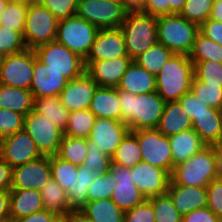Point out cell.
I'll use <instances>...</instances> for the list:
<instances>
[{
    "mask_svg": "<svg viewBox=\"0 0 222 222\" xmlns=\"http://www.w3.org/2000/svg\"><path fill=\"white\" fill-rule=\"evenodd\" d=\"M118 95L121 121L128 126L131 132L157 128L166 103L157 91L134 95L118 89Z\"/></svg>",
    "mask_w": 222,
    "mask_h": 222,
    "instance_id": "1",
    "label": "cell"
},
{
    "mask_svg": "<svg viewBox=\"0 0 222 222\" xmlns=\"http://www.w3.org/2000/svg\"><path fill=\"white\" fill-rule=\"evenodd\" d=\"M194 65L188 55L174 54L156 75V91L165 102L178 101L191 91Z\"/></svg>",
    "mask_w": 222,
    "mask_h": 222,
    "instance_id": "2",
    "label": "cell"
},
{
    "mask_svg": "<svg viewBox=\"0 0 222 222\" xmlns=\"http://www.w3.org/2000/svg\"><path fill=\"white\" fill-rule=\"evenodd\" d=\"M120 29L127 55L134 60L158 42L157 17L139 9H129Z\"/></svg>",
    "mask_w": 222,
    "mask_h": 222,
    "instance_id": "3",
    "label": "cell"
},
{
    "mask_svg": "<svg viewBox=\"0 0 222 222\" xmlns=\"http://www.w3.org/2000/svg\"><path fill=\"white\" fill-rule=\"evenodd\" d=\"M198 33L199 25L188 21L180 14L157 17L158 42L174 54L189 56Z\"/></svg>",
    "mask_w": 222,
    "mask_h": 222,
    "instance_id": "4",
    "label": "cell"
},
{
    "mask_svg": "<svg viewBox=\"0 0 222 222\" xmlns=\"http://www.w3.org/2000/svg\"><path fill=\"white\" fill-rule=\"evenodd\" d=\"M170 178L179 185L207 187L217 178L214 147L206 145L187 161L174 166Z\"/></svg>",
    "mask_w": 222,
    "mask_h": 222,
    "instance_id": "5",
    "label": "cell"
},
{
    "mask_svg": "<svg viewBox=\"0 0 222 222\" xmlns=\"http://www.w3.org/2000/svg\"><path fill=\"white\" fill-rule=\"evenodd\" d=\"M59 20L38 1L30 2L26 15L24 42L27 48L47 44L56 40Z\"/></svg>",
    "mask_w": 222,
    "mask_h": 222,
    "instance_id": "6",
    "label": "cell"
},
{
    "mask_svg": "<svg viewBox=\"0 0 222 222\" xmlns=\"http://www.w3.org/2000/svg\"><path fill=\"white\" fill-rule=\"evenodd\" d=\"M98 31L96 26L74 15L58 22L56 41L85 60Z\"/></svg>",
    "mask_w": 222,
    "mask_h": 222,
    "instance_id": "7",
    "label": "cell"
},
{
    "mask_svg": "<svg viewBox=\"0 0 222 222\" xmlns=\"http://www.w3.org/2000/svg\"><path fill=\"white\" fill-rule=\"evenodd\" d=\"M36 57L49 68L61 73L68 81L85 72V63L78 54L56 40L34 49Z\"/></svg>",
    "mask_w": 222,
    "mask_h": 222,
    "instance_id": "8",
    "label": "cell"
},
{
    "mask_svg": "<svg viewBox=\"0 0 222 222\" xmlns=\"http://www.w3.org/2000/svg\"><path fill=\"white\" fill-rule=\"evenodd\" d=\"M129 9L127 4L108 0H78L75 15L98 29L120 28Z\"/></svg>",
    "mask_w": 222,
    "mask_h": 222,
    "instance_id": "9",
    "label": "cell"
},
{
    "mask_svg": "<svg viewBox=\"0 0 222 222\" xmlns=\"http://www.w3.org/2000/svg\"><path fill=\"white\" fill-rule=\"evenodd\" d=\"M141 148L142 161L166 170L173 171V157L168 136H164L157 128L135 130Z\"/></svg>",
    "mask_w": 222,
    "mask_h": 222,
    "instance_id": "10",
    "label": "cell"
},
{
    "mask_svg": "<svg viewBox=\"0 0 222 222\" xmlns=\"http://www.w3.org/2000/svg\"><path fill=\"white\" fill-rule=\"evenodd\" d=\"M34 70V49L0 57V84L30 90Z\"/></svg>",
    "mask_w": 222,
    "mask_h": 222,
    "instance_id": "11",
    "label": "cell"
},
{
    "mask_svg": "<svg viewBox=\"0 0 222 222\" xmlns=\"http://www.w3.org/2000/svg\"><path fill=\"white\" fill-rule=\"evenodd\" d=\"M23 129L33 139L42 155L57 154L63 132L46 116L32 110L24 116Z\"/></svg>",
    "mask_w": 222,
    "mask_h": 222,
    "instance_id": "12",
    "label": "cell"
},
{
    "mask_svg": "<svg viewBox=\"0 0 222 222\" xmlns=\"http://www.w3.org/2000/svg\"><path fill=\"white\" fill-rule=\"evenodd\" d=\"M41 156L35 142L24 129L0 139V158L12 168Z\"/></svg>",
    "mask_w": 222,
    "mask_h": 222,
    "instance_id": "13",
    "label": "cell"
},
{
    "mask_svg": "<svg viewBox=\"0 0 222 222\" xmlns=\"http://www.w3.org/2000/svg\"><path fill=\"white\" fill-rule=\"evenodd\" d=\"M133 184L149 199L167 192L170 174L143 161L130 168Z\"/></svg>",
    "mask_w": 222,
    "mask_h": 222,
    "instance_id": "14",
    "label": "cell"
},
{
    "mask_svg": "<svg viewBox=\"0 0 222 222\" xmlns=\"http://www.w3.org/2000/svg\"><path fill=\"white\" fill-rule=\"evenodd\" d=\"M50 178V156L43 155L12 168L11 189L40 190Z\"/></svg>",
    "mask_w": 222,
    "mask_h": 222,
    "instance_id": "15",
    "label": "cell"
},
{
    "mask_svg": "<svg viewBox=\"0 0 222 222\" xmlns=\"http://www.w3.org/2000/svg\"><path fill=\"white\" fill-rule=\"evenodd\" d=\"M110 171L116 181L111 200L122 211H128L146 200L142 192L133 184L130 168L112 163Z\"/></svg>",
    "mask_w": 222,
    "mask_h": 222,
    "instance_id": "16",
    "label": "cell"
},
{
    "mask_svg": "<svg viewBox=\"0 0 222 222\" xmlns=\"http://www.w3.org/2000/svg\"><path fill=\"white\" fill-rule=\"evenodd\" d=\"M129 131L128 126L122 121L96 118L88 139L93 141L104 153L112 157L116 148Z\"/></svg>",
    "mask_w": 222,
    "mask_h": 222,
    "instance_id": "17",
    "label": "cell"
},
{
    "mask_svg": "<svg viewBox=\"0 0 222 222\" xmlns=\"http://www.w3.org/2000/svg\"><path fill=\"white\" fill-rule=\"evenodd\" d=\"M128 56L122 30L120 28L99 29L90 53L84 61L110 60Z\"/></svg>",
    "mask_w": 222,
    "mask_h": 222,
    "instance_id": "18",
    "label": "cell"
},
{
    "mask_svg": "<svg viewBox=\"0 0 222 222\" xmlns=\"http://www.w3.org/2000/svg\"><path fill=\"white\" fill-rule=\"evenodd\" d=\"M133 60L129 56L110 60L84 61L85 72L101 87L117 88L126 69Z\"/></svg>",
    "mask_w": 222,
    "mask_h": 222,
    "instance_id": "19",
    "label": "cell"
},
{
    "mask_svg": "<svg viewBox=\"0 0 222 222\" xmlns=\"http://www.w3.org/2000/svg\"><path fill=\"white\" fill-rule=\"evenodd\" d=\"M97 87L94 80L84 72L81 76L67 82L59 98L69 112L89 109Z\"/></svg>",
    "mask_w": 222,
    "mask_h": 222,
    "instance_id": "20",
    "label": "cell"
},
{
    "mask_svg": "<svg viewBox=\"0 0 222 222\" xmlns=\"http://www.w3.org/2000/svg\"><path fill=\"white\" fill-rule=\"evenodd\" d=\"M68 80L61 73L49 68L42 63L34 51V70L30 91L34 98L59 97L60 92L66 87Z\"/></svg>",
    "mask_w": 222,
    "mask_h": 222,
    "instance_id": "21",
    "label": "cell"
},
{
    "mask_svg": "<svg viewBox=\"0 0 222 222\" xmlns=\"http://www.w3.org/2000/svg\"><path fill=\"white\" fill-rule=\"evenodd\" d=\"M167 193L182 216L195 209L207 207L206 187L179 185L170 179Z\"/></svg>",
    "mask_w": 222,
    "mask_h": 222,
    "instance_id": "22",
    "label": "cell"
},
{
    "mask_svg": "<svg viewBox=\"0 0 222 222\" xmlns=\"http://www.w3.org/2000/svg\"><path fill=\"white\" fill-rule=\"evenodd\" d=\"M117 89L134 95L152 93L156 91V76L132 61L122 76Z\"/></svg>",
    "mask_w": 222,
    "mask_h": 222,
    "instance_id": "23",
    "label": "cell"
},
{
    "mask_svg": "<svg viewBox=\"0 0 222 222\" xmlns=\"http://www.w3.org/2000/svg\"><path fill=\"white\" fill-rule=\"evenodd\" d=\"M44 208L41 193L34 189H11L10 190V221L28 216Z\"/></svg>",
    "mask_w": 222,
    "mask_h": 222,
    "instance_id": "24",
    "label": "cell"
},
{
    "mask_svg": "<svg viewBox=\"0 0 222 222\" xmlns=\"http://www.w3.org/2000/svg\"><path fill=\"white\" fill-rule=\"evenodd\" d=\"M96 118L121 121V106L118 89L98 86L89 106Z\"/></svg>",
    "mask_w": 222,
    "mask_h": 222,
    "instance_id": "25",
    "label": "cell"
},
{
    "mask_svg": "<svg viewBox=\"0 0 222 222\" xmlns=\"http://www.w3.org/2000/svg\"><path fill=\"white\" fill-rule=\"evenodd\" d=\"M174 166L187 161L206 146L198 133L193 129L181 131L169 137Z\"/></svg>",
    "mask_w": 222,
    "mask_h": 222,
    "instance_id": "26",
    "label": "cell"
},
{
    "mask_svg": "<svg viewBox=\"0 0 222 222\" xmlns=\"http://www.w3.org/2000/svg\"><path fill=\"white\" fill-rule=\"evenodd\" d=\"M192 128V120L179 101L166 102L157 129L164 136H172Z\"/></svg>",
    "mask_w": 222,
    "mask_h": 222,
    "instance_id": "27",
    "label": "cell"
},
{
    "mask_svg": "<svg viewBox=\"0 0 222 222\" xmlns=\"http://www.w3.org/2000/svg\"><path fill=\"white\" fill-rule=\"evenodd\" d=\"M222 110L209 107L208 112L201 113L192 119V128L206 145H214L220 134Z\"/></svg>",
    "mask_w": 222,
    "mask_h": 222,
    "instance_id": "28",
    "label": "cell"
},
{
    "mask_svg": "<svg viewBox=\"0 0 222 222\" xmlns=\"http://www.w3.org/2000/svg\"><path fill=\"white\" fill-rule=\"evenodd\" d=\"M34 97L30 90L0 84V108L26 116L33 110Z\"/></svg>",
    "mask_w": 222,
    "mask_h": 222,
    "instance_id": "29",
    "label": "cell"
},
{
    "mask_svg": "<svg viewBox=\"0 0 222 222\" xmlns=\"http://www.w3.org/2000/svg\"><path fill=\"white\" fill-rule=\"evenodd\" d=\"M33 111L46 116L63 133L68 126L69 110L57 96L34 98Z\"/></svg>",
    "mask_w": 222,
    "mask_h": 222,
    "instance_id": "30",
    "label": "cell"
},
{
    "mask_svg": "<svg viewBox=\"0 0 222 222\" xmlns=\"http://www.w3.org/2000/svg\"><path fill=\"white\" fill-rule=\"evenodd\" d=\"M39 191L46 210L54 212L58 216L65 215L72 210L67 192L54 179L50 178Z\"/></svg>",
    "mask_w": 222,
    "mask_h": 222,
    "instance_id": "31",
    "label": "cell"
},
{
    "mask_svg": "<svg viewBox=\"0 0 222 222\" xmlns=\"http://www.w3.org/2000/svg\"><path fill=\"white\" fill-rule=\"evenodd\" d=\"M93 222H124L122 211L112 200L99 199L87 202L80 208Z\"/></svg>",
    "mask_w": 222,
    "mask_h": 222,
    "instance_id": "32",
    "label": "cell"
},
{
    "mask_svg": "<svg viewBox=\"0 0 222 222\" xmlns=\"http://www.w3.org/2000/svg\"><path fill=\"white\" fill-rule=\"evenodd\" d=\"M95 179L93 170L83 165L77 166L74 188L67 192L69 205L72 209H80L87 203L88 187Z\"/></svg>",
    "mask_w": 222,
    "mask_h": 222,
    "instance_id": "33",
    "label": "cell"
},
{
    "mask_svg": "<svg viewBox=\"0 0 222 222\" xmlns=\"http://www.w3.org/2000/svg\"><path fill=\"white\" fill-rule=\"evenodd\" d=\"M111 158L112 163L126 168H133L142 161L141 148L136 136L131 131L122 139L121 144L116 148Z\"/></svg>",
    "mask_w": 222,
    "mask_h": 222,
    "instance_id": "34",
    "label": "cell"
},
{
    "mask_svg": "<svg viewBox=\"0 0 222 222\" xmlns=\"http://www.w3.org/2000/svg\"><path fill=\"white\" fill-rule=\"evenodd\" d=\"M173 55L174 53L170 49L157 42L133 61L156 76Z\"/></svg>",
    "mask_w": 222,
    "mask_h": 222,
    "instance_id": "35",
    "label": "cell"
},
{
    "mask_svg": "<svg viewBox=\"0 0 222 222\" xmlns=\"http://www.w3.org/2000/svg\"><path fill=\"white\" fill-rule=\"evenodd\" d=\"M28 7L29 2L9 0L0 16V26L16 30L23 35Z\"/></svg>",
    "mask_w": 222,
    "mask_h": 222,
    "instance_id": "36",
    "label": "cell"
},
{
    "mask_svg": "<svg viewBox=\"0 0 222 222\" xmlns=\"http://www.w3.org/2000/svg\"><path fill=\"white\" fill-rule=\"evenodd\" d=\"M87 138L63 135L57 156L71 162L73 165H83L87 157Z\"/></svg>",
    "mask_w": 222,
    "mask_h": 222,
    "instance_id": "37",
    "label": "cell"
},
{
    "mask_svg": "<svg viewBox=\"0 0 222 222\" xmlns=\"http://www.w3.org/2000/svg\"><path fill=\"white\" fill-rule=\"evenodd\" d=\"M189 58L192 62L215 61L222 63V46L199 32Z\"/></svg>",
    "mask_w": 222,
    "mask_h": 222,
    "instance_id": "38",
    "label": "cell"
},
{
    "mask_svg": "<svg viewBox=\"0 0 222 222\" xmlns=\"http://www.w3.org/2000/svg\"><path fill=\"white\" fill-rule=\"evenodd\" d=\"M95 119V115L89 109L70 112L68 126L63 135L88 138Z\"/></svg>",
    "mask_w": 222,
    "mask_h": 222,
    "instance_id": "39",
    "label": "cell"
},
{
    "mask_svg": "<svg viewBox=\"0 0 222 222\" xmlns=\"http://www.w3.org/2000/svg\"><path fill=\"white\" fill-rule=\"evenodd\" d=\"M51 178L66 192L74 188L77 166L55 155H50Z\"/></svg>",
    "mask_w": 222,
    "mask_h": 222,
    "instance_id": "40",
    "label": "cell"
},
{
    "mask_svg": "<svg viewBox=\"0 0 222 222\" xmlns=\"http://www.w3.org/2000/svg\"><path fill=\"white\" fill-rule=\"evenodd\" d=\"M148 200L153 206L155 222H182L183 216L178 212L167 192Z\"/></svg>",
    "mask_w": 222,
    "mask_h": 222,
    "instance_id": "41",
    "label": "cell"
},
{
    "mask_svg": "<svg viewBox=\"0 0 222 222\" xmlns=\"http://www.w3.org/2000/svg\"><path fill=\"white\" fill-rule=\"evenodd\" d=\"M87 157L83 166L93 170L95 176H100L110 170L112 164L111 156L104 153L101 148L87 138Z\"/></svg>",
    "mask_w": 222,
    "mask_h": 222,
    "instance_id": "42",
    "label": "cell"
},
{
    "mask_svg": "<svg viewBox=\"0 0 222 222\" xmlns=\"http://www.w3.org/2000/svg\"><path fill=\"white\" fill-rule=\"evenodd\" d=\"M213 3L214 0H186L180 15L200 26L210 17Z\"/></svg>",
    "mask_w": 222,
    "mask_h": 222,
    "instance_id": "43",
    "label": "cell"
},
{
    "mask_svg": "<svg viewBox=\"0 0 222 222\" xmlns=\"http://www.w3.org/2000/svg\"><path fill=\"white\" fill-rule=\"evenodd\" d=\"M194 77L206 85L222 86V63L193 62Z\"/></svg>",
    "mask_w": 222,
    "mask_h": 222,
    "instance_id": "44",
    "label": "cell"
},
{
    "mask_svg": "<svg viewBox=\"0 0 222 222\" xmlns=\"http://www.w3.org/2000/svg\"><path fill=\"white\" fill-rule=\"evenodd\" d=\"M191 92L210 107L222 110V86L206 85L194 77Z\"/></svg>",
    "mask_w": 222,
    "mask_h": 222,
    "instance_id": "45",
    "label": "cell"
},
{
    "mask_svg": "<svg viewBox=\"0 0 222 222\" xmlns=\"http://www.w3.org/2000/svg\"><path fill=\"white\" fill-rule=\"evenodd\" d=\"M115 186L116 181L110 170L100 176H96L94 182L88 187L87 202L110 199Z\"/></svg>",
    "mask_w": 222,
    "mask_h": 222,
    "instance_id": "46",
    "label": "cell"
},
{
    "mask_svg": "<svg viewBox=\"0 0 222 222\" xmlns=\"http://www.w3.org/2000/svg\"><path fill=\"white\" fill-rule=\"evenodd\" d=\"M26 48L20 32L0 26V57L21 52Z\"/></svg>",
    "mask_w": 222,
    "mask_h": 222,
    "instance_id": "47",
    "label": "cell"
},
{
    "mask_svg": "<svg viewBox=\"0 0 222 222\" xmlns=\"http://www.w3.org/2000/svg\"><path fill=\"white\" fill-rule=\"evenodd\" d=\"M24 115L0 108V139L23 130Z\"/></svg>",
    "mask_w": 222,
    "mask_h": 222,
    "instance_id": "48",
    "label": "cell"
},
{
    "mask_svg": "<svg viewBox=\"0 0 222 222\" xmlns=\"http://www.w3.org/2000/svg\"><path fill=\"white\" fill-rule=\"evenodd\" d=\"M46 7L59 21L76 14L78 0H37Z\"/></svg>",
    "mask_w": 222,
    "mask_h": 222,
    "instance_id": "49",
    "label": "cell"
},
{
    "mask_svg": "<svg viewBox=\"0 0 222 222\" xmlns=\"http://www.w3.org/2000/svg\"><path fill=\"white\" fill-rule=\"evenodd\" d=\"M124 222H155V214L151 202L146 199L132 209L125 211Z\"/></svg>",
    "mask_w": 222,
    "mask_h": 222,
    "instance_id": "50",
    "label": "cell"
},
{
    "mask_svg": "<svg viewBox=\"0 0 222 222\" xmlns=\"http://www.w3.org/2000/svg\"><path fill=\"white\" fill-rule=\"evenodd\" d=\"M206 189L207 207L222 220V180L214 179Z\"/></svg>",
    "mask_w": 222,
    "mask_h": 222,
    "instance_id": "51",
    "label": "cell"
},
{
    "mask_svg": "<svg viewBox=\"0 0 222 222\" xmlns=\"http://www.w3.org/2000/svg\"><path fill=\"white\" fill-rule=\"evenodd\" d=\"M178 101L191 120L201 113L208 112V108L210 107L202 100H199L191 91L184 94Z\"/></svg>",
    "mask_w": 222,
    "mask_h": 222,
    "instance_id": "52",
    "label": "cell"
},
{
    "mask_svg": "<svg viewBox=\"0 0 222 222\" xmlns=\"http://www.w3.org/2000/svg\"><path fill=\"white\" fill-rule=\"evenodd\" d=\"M199 32L222 46V22L208 18L199 26Z\"/></svg>",
    "mask_w": 222,
    "mask_h": 222,
    "instance_id": "53",
    "label": "cell"
},
{
    "mask_svg": "<svg viewBox=\"0 0 222 222\" xmlns=\"http://www.w3.org/2000/svg\"><path fill=\"white\" fill-rule=\"evenodd\" d=\"M137 9L155 17L169 15V3H167V0H143Z\"/></svg>",
    "mask_w": 222,
    "mask_h": 222,
    "instance_id": "54",
    "label": "cell"
},
{
    "mask_svg": "<svg viewBox=\"0 0 222 222\" xmlns=\"http://www.w3.org/2000/svg\"><path fill=\"white\" fill-rule=\"evenodd\" d=\"M182 222H222L208 207L195 209L182 217Z\"/></svg>",
    "mask_w": 222,
    "mask_h": 222,
    "instance_id": "55",
    "label": "cell"
},
{
    "mask_svg": "<svg viewBox=\"0 0 222 222\" xmlns=\"http://www.w3.org/2000/svg\"><path fill=\"white\" fill-rule=\"evenodd\" d=\"M59 216L51 211L43 209L28 216L16 219L12 222H58Z\"/></svg>",
    "mask_w": 222,
    "mask_h": 222,
    "instance_id": "56",
    "label": "cell"
},
{
    "mask_svg": "<svg viewBox=\"0 0 222 222\" xmlns=\"http://www.w3.org/2000/svg\"><path fill=\"white\" fill-rule=\"evenodd\" d=\"M12 167L0 158V190H11Z\"/></svg>",
    "mask_w": 222,
    "mask_h": 222,
    "instance_id": "57",
    "label": "cell"
},
{
    "mask_svg": "<svg viewBox=\"0 0 222 222\" xmlns=\"http://www.w3.org/2000/svg\"><path fill=\"white\" fill-rule=\"evenodd\" d=\"M10 190H0V222L10 221Z\"/></svg>",
    "mask_w": 222,
    "mask_h": 222,
    "instance_id": "58",
    "label": "cell"
},
{
    "mask_svg": "<svg viewBox=\"0 0 222 222\" xmlns=\"http://www.w3.org/2000/svg\"><path fill=\"white\" fill-rule=\"evenodd\" d=\"M61 222H93L81 209H72L65 215L59 216Z\"/></svg>",
    "mask_w": 222,
    "mask_h": 222,
    "instance_id": "59",
    "label": "cell"
},
{
    "mask_svg": "<svg viewBox=\"0 0 222 222\" xmlns=\"http://www.w3.org/2000/svg\"><path fill=\"white\" fill-rule=\"evenodd\" d=\"M216 160L217 179L222 180V146H213Z\"/></svg>",
    "mask_w": 222,
    "mask_h": 222,
    "instance_id": "60",
    "label": "cell"
},
{
    "mask_svg": "<svg viewBox=\"0 0 222 222\" xmlns=\"http://www.w3.org/2000/svg\"><path fill=\"white\" fill-rule=\"evenodd\" d=\"M209 19L222 22V0H214Z\"/></svg>",
    "mask_w": 222,
    "mask_h": 222,
    "instance_id": "61",
    "label": "cell"
},
{
    "mask_svg": "<svg viewBox=\"0 0 222 222\" xmlns=\"http://www.w3.org/2000/svg\"><path fill=\"white\" fill-rule=\"evenodd\" d=\"M186 0H167L169 3V14H180Z\"/></svg>",
    "mask_w": 222,
    "mask_h": 222,
    "instance_id": "62",
    "label": "cell"
},
{
    "mask_svg": "<svg viewBox=\"0 0 222 222\" xmlns=\"http://www.w3.org/2000/svg\"><path fill=\"white\" fill-rule=\"evenodd\" d=\"M124 1L131 9H137L143 2V0H124Z\"/></svg>",
    "mask_w": 222,
    "mask_h": 222,
    "instance_id": "63",
    "label": "cell"
},
{
    "mask_svg": "<svg viewBox=\"0 0 222 222\" xmlns=\"http://www.w3.org/2000/svg\"><path fill=\"white\" fill-rule=\"evenodd\" d=\"M8 1L9 0H0V16H1L2 12L4 11Z\"/></svg>",
    "mask_w": 222,
    "mask_h": 222,
    "instance_id": "64",
    "label": "cell"
},
{
    "mask_svg": "<svg viewBox=\"0 0 222 222\" xmlns=\"http://www.w3.org/2000/svg\"><path fill=\"white\" fill-rule=\"evenodd\" d=\"M213 146H222V124H221L220 134L217 139V142Z\"/></svg>",
    "mask_w": 222,
    "mask_h": 222,
    "instance_id": "65",
    "label": "cell"
},
{
    "mask_svg": "<svg viewBox=\"0 0 222 222\" xmlns=\"http://www.w3.org/2000/svg\"><path fill=\"white\" fill-rule=\"evenodd\" d=\"M108 1L114 2V3L126 4L124 0H108Z\"/></svg>",
    "mask_w": 222,
    "mask_h": 222,
    "instance_id": "66",
    "label": "cell"
},
{
    "mask_svg": "<svg viewBox=\"0 0 222 222\" xmlns=\"http://www.w3.org/2000/svg\"><path fill=\"white\" fill-rule=\"evenodd\" d=\"M17 1H26V2H34V1H37V0H17Z\"/></svg>",
    "mask_w": 222,
    "mask_h": 222,
    "instance_id": "67",
    "label": "cell"
}]
</instances>
